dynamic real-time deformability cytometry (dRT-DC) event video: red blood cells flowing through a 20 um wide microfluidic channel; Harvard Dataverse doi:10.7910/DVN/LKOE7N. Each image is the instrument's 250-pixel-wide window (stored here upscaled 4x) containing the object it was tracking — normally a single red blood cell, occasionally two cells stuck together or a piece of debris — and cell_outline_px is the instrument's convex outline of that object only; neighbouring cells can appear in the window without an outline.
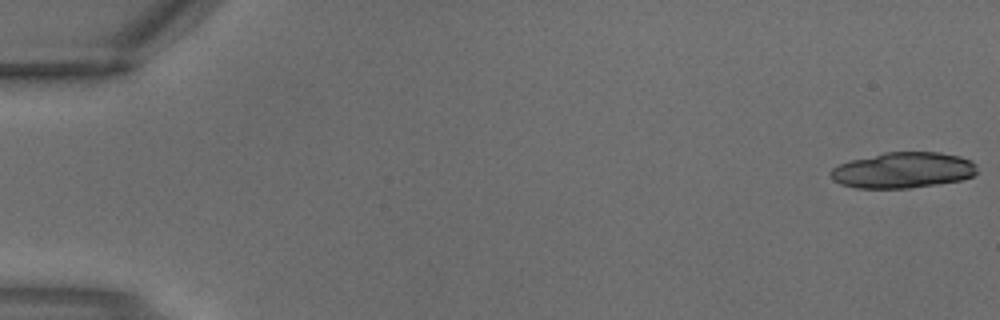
{"species": "common noctule bat (a hibernating species)", "species_latin": "Nyctalus noctula", "temperature_condition": "warm", "stored_images_in_passage": 3, "camera_frame_rate_fps": 3000, "um_per_image_px": 0.085, "animal": {"sex": "male", "body_mass_g": 18.8}, "frame": {"image": 1, "passage_image": 1, "time_ms": 0.0, "image_size_px": [1000, 320], "cell_outline_px": [[976, 172], [972, 176], [960, 180], [936, 184], [908, 188], [856, 188], [840, 184], [832, 180], [832, 168], [840, 164], [852, 160], [884, 152], [940, 152], [960, 156], [972, 160], [976, 164]], "centroid_in_image_um": [76.77, 14.46], "position_along_channel_um": 8.2, "area_um2": 30.46}}